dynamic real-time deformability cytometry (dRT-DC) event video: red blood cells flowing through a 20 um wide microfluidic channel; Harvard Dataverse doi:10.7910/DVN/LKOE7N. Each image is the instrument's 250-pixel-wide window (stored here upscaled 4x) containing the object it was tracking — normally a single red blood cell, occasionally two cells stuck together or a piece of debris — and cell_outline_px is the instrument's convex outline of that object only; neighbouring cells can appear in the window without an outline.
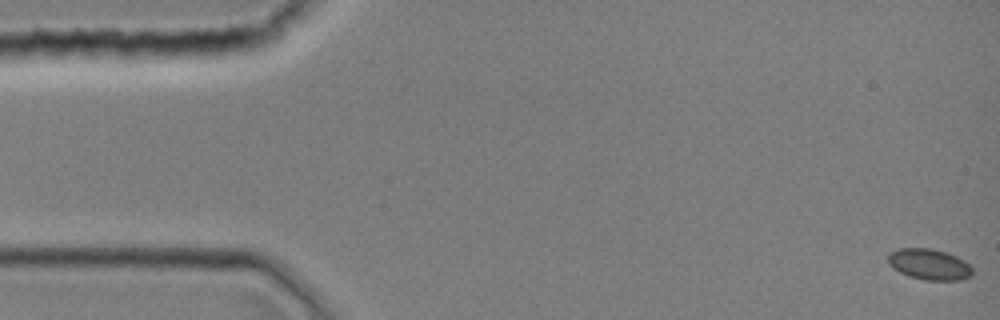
{"species": "common noctule bat (a hibernating species)", "species_latin": "Nyctalus noctula", "temperature_condition": "room temperature", "stored_images_in_passage": 45, "camera_frame_rate_fps": 3000, "um_per_image_px": 0.085, "animal": {"sex": "female", "body_mass_g": 19.0, "forearm_length_mm": 51.5}, "frame": {"image": 1, "passage_image": 1, "time_ms": 0.0, "image_size_px": [1000, 320], "cell_outline_px": [[972, 272], [968, 276], [960, 280], [924, 280], [908, 276], [892, 268], [888, 264], [888, 256], [892, 252], [900, 248], [928, 248], [944, 252], [956, 256], [964, 260], [972, 268]], "centroid_in_image_um": [78.96, 22.47], "position_along_channel_um": 6.0, "area_um2": 15.03}}
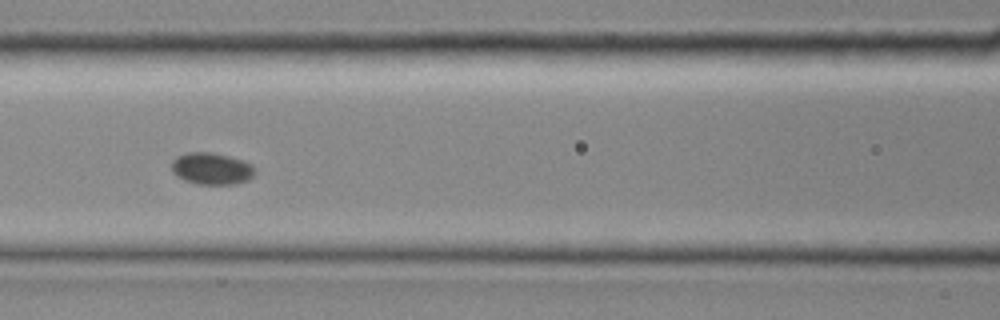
{"frame": {"image": 2, "passage_image": 20, "time_ms": 6.333, "image_size_px": [1000, 320], "cell_outline_px": [[256, 172], [248, 180], [236, 184], [196, 184], [184, 180], [176, 176], [172, 172], [172, 160], [176, 156], [188, 152], [212, 152], [244, 160], [252, 164], [256, 168]], "centroid_in_image_um": [18.0, 14.33], "position_along_channel_um": 148.6, "area_um2": 15.72}}
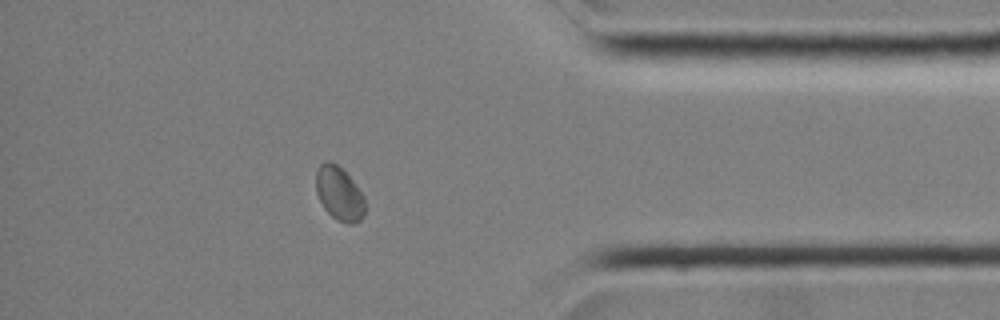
{"frame": {"image": 3, "passage_image": 39, "time_ms": 12.667, "image_size_px": [1000, 320], "cell_outline_px": [[364, 216], [360, 220], [352, 224], [348, 224], [336, 220], [324, 208], [316, 192], [316, 168], [324, 160], [328, 160], [336, 164], [352, 180], [364, 196]], "centroid_in_image_um": [28.82, 16.45], "position_along_channel_um": 406.4, "area_um2": 15.32}}